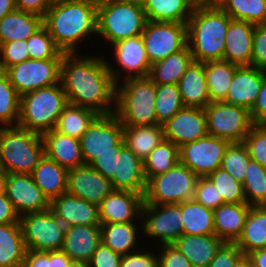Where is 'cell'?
Masks as SVG:
<instances>
[{
    "mask_svg": "<svg viewBox=\"0 0 266 267\" xmlns=\"http://www.w3.org/2000/svg\"><path fill=\"white\" fill-rule=\"evenodd\" d=\"M179 163V147L163 140L143 161L147 182L160 174L166 173Z\"/></svg>",
    "mask_w": 266,
    "mask_h": 267,
    "instance_id": "obj_41",
    "label": "cell"
},
{
    "mask_svg": "<svg viewBox=\"0 0 266 267\" xmlns=\"http://www.w3.org/2000/svg\"><path fill=\"white\" fill-rule=\"evenodd\" d=\"M20 113V95L10 83L7 74L0 71V127L17 126Z\"/></svg>",
    "mask_w": 266,
    "mask_h": 267,
    "instance_id": "obj_45",
    "label": "cell"
},
{
    "mask_svg": "<svg viewBox=\"0 0 266 267\" xmlns=\"http://www.w3.org/2000/svg\"><path fill=\"white\" fill-rule=\"evenodd\" d=\"M238 66L226 60L205 62V76L210 103L225 101Z\"/></svg>",
    "mask_w": 266,
    "mask_h": 267,
    "instance_id": "obj_38",
    "label": "cell"
},
{
    "mask_svg": "<svg viewBox=\"0 0 266 267\" xmlns=\"http://www.w3.org/2000/svg\"><path fill=\"white\" fill-rule=\"evenodd\" d=\"M26 250L20 223L0 224V267H22Z\"/></svg>",
    "mask_w": 266,
    "mask_h": 267,
    "instance_id": "obj_36",
    "label": "cell"
},
{
    "mask_svg": "<svg viewBox=\"0 0 266 267\" xmlns=\"http://www.w3.org/2000/svg\"><path fill=\"white\" fill-rule=\"evenodd\" d=\"M254 125H266V73L257 100L250 110Z\"/></svg>",
    "mask_w": 266,
    "mask_h": 267,
    "instance_id": "obj_58",
    "label": "cell"
},
{
    "mask_svg": "<svg viewBox=\"0 0 266 267\" xmlns=\"http://www.w3.org/2000/svg\"><path fill=\"white\" fill-rule=\"evenodd\" d=\"M233 267H253L250 258L247 255H242L233 265Z\"/></svg>",
    "mask_w": 266,
    "mask_h": 267,
    "instance_id": "obj_66",
    "label": "cell"
},
{
    "mask_svg": "<svg viewBox=\"0 0 266 267\" xmlns=\"http://www.w3.org/2000/svg\"><path fill=\"white\" fill-rule=\"evenodd\" d=\"M142 38L152 65L188 45L187 24L147 21Z\"/></svg>",
    "mask_w": 266,
    "mask_h": 267,
    "instance_id": "obj_12",
    "label": "cell"
},
{
    "mask_svg": "<svg viewBox=\"0 0 266 267\" xmlns=\"http://www.w3.org/2000/svg\"><path fill=\"white\" fill-rule=\"evenodd\" d=\"M98 115L92 109L68 103L58 118L55 130L64 135L80 139Z\"/></svg>",
    "mask_w": 266,
    "mask_h": 267,
    "instance_id": "obj_40",
    "label": "cell"
},
{
    "mask_svg": "<svg viewBox=\"0 0 266 267\" xmlns=\"http://www.w3.org/2000/svg\"><path fill=\"white\" fill-rule=\"evenodd\" d=\"M184 107L178 84H156L155 112L157 124L163 125Z\"/></svg>",
    "mask_w": 266,
    "mask_h": 267,
    "instance_id": "obj_44",
    "label": "cell"
},
{
    "mask_svg": "<svg viewBox=\"0 0 266 267\" xmlns=\"http://www.w3.org/2000/svg\"><path fill=\"white\" fill-rule=\"evenodd\" d=\"M193 61L191 50L187 45L179 52L152 64L148 77L156 84H178Z\"/></svg>",
    "mask_w": 266,
    "mask_h": 267,
    "instance_id": "obj_35",
    "label": "cell"
},
{
    "mask_svg": "<svg viewBox=\"0 0 266 267\" xmlns=\"http://www.w3.org/2000/svg\"><path fill=\"white\" fill-rule=\"evenodd\" d=\"M232 18L217 4L196 5L187 22V40L194 61L223 60Z\"/></svg>",
    "mask_w": 266,
    "mask_h": 267,
    "instance_id": "obj_3",
    "label": "cell"
},
{
    "mask_svg": "<svg viewBox=\"0 0 266 267\" xmlns=\"http://www.w3.org/2000/svg\"><path fill=\"white\" fill-rule=\"evenodd\" d=\"M116 84L115 114L123 126L157 124L156 83L149 77L128 78Z\"/></svg>",
    "mask_w": 266,
    "mask_h": 267,
    "instance_id": "obj_4",
    "label": "cell"
},
{
    "mask_svg": "<svg viewBox=\"0 0 266 267\" xmlns=\"http://www.w3.org/2000/svg\"><path fill=\"white\" fill-rule=\"evenodd\" d=\"M147 21L142 5L111 3L97 6V34L108 39V43L142 35Z\"/></svg>",
    "mask_w": 266,
    "mask_h": 267,
    "instance_id": "obj_7",
    "label": "cell"
},
{
    "mask_svg": "<svg viewBox=\"0 0 266 267\" xmlns=\"http://www.w3.org/2000/svg\"><path fill=\"white\" fill-rule=\"evenodd\" d=\"M162 252L158 255V267H193L189 260L172 244L160 245Z\"/></svg>",
    "mask_w": 266,
    "mask_h": 267,
    "instance_id": "obj_53",
    "label": "cell"
},
{
    "mask_svg": "<svg viewBox=\"0 0 266 267\" xmlns=\"http://www.w3.org/2000/svg\"><path fill=\"white\" fill-rule=\"evenodd\" d=\"M122 255L101 243L93 253L89 267H120Z\"/></svg>",
    "mask_w": 266,
    "mask_h": 267,
    "instance_id": "obj_55",
    "label": "cell"
},
{
    "mask_svg": "<svg viewBox=\"0 0 266 267\" xmlns=\"http://www.w3.org/2000/svg\"><path fill=\"white\" fill-rule=\"evenodd\" d=\"M148 21L187 24L196 4L192 0H144Z\"/></svg>",
    "mask_w": 266,
    "mask_h": 267,
    "instance_id": "obj_32",
    "label": "cell"
},
{
    "mask_svg": "<svg viewBox=\"0 0 266 267\" xmlns=\"http://www.w3.org/2000/svg\"><path fill=\"white\" fill-rule=\"evenodd\" d=\"M16 9V0H0V20Z\"/></svg>",
    "mask_w": 266,
    "mask_h": 267,
    "instance_id": "obj_64",
    "label": "cell"
},
{
    "mask_svg": "<svg viewBox=\"0 0 266 267\" xmlns=\"http://www.w3.org/2000/svg\"><path fill=\"white\" fill-rule=\"evenodd\" d=\"M113 190L111 181L90 165L68 169L66 192L71 195L99 205Z\"/></svg>",
    "mask_w": 266,
    "mask_h": 267,
    "instance_id": "obj_18",
    "label": "cell"
},
{
    "mask_svg": "<svg viewBox=\"0 0 266 267\" xmlns=\"http://www.w3.org/2000/svg\"><path fill=\"white\" fill-rule=\"evenodd\" d=\"M136 225L134 222L101 224V241L122 256L135 252L139 231Z\"/></svg>",
    "mask_w": 266,
    "mask_h": 267,
    "instance_id": "obj_37",
    "label": "cell"
},
{
    "mask_svg": "<svg viewBox=\"0 0 266 267\" xmlns=\"http://www.w3.org/2000/svg\"><path fill=\"white\" fill-rule=\"evenodd\" d=\"M61 59H28L7 68L10 83L22 96L37 89L60 82Z\"/></svg>",
    "mask_w": 266,
    "mask_h": 267,
    "instance_id": "obj_13",
    "label": "cell"
},
{
    "mask_svg": "<svg viewBox=\"0 0 266 267\" xmlns=\"http://www.w3.org/2000/svg\"><path fill=\"white\" fill-rule=\"evenodd\" d=\"M120 152H106L98 155L89 165L102 174L105 178L111 180L116 172V156Z\"/></svg>",
    "mask_w": 266,
    "mask_h": 267,
    "instance_id": "obj_57",
    "label": "cell"
},
{
    "mask_svg": "<svg viewBox=\"0 0 266 267\" xmlns=\"http://www.w3.org/2000/svg\"><path fill=\"white\" fill-rule=\"evenodd\" d=\"M253 267H266V247L253 251L247 255Z\"/></svg>",
    "mask_w": 266,
    "mask_h": 267,
    "instance_id": "obj_63",
    "label": "cell"
},
{
    "mask_svg": "<svg viewBox=\"0 0 266 267\" xmlns=\"http://www.w3.org/2000/svg\"><path fill=\"white\" fill-rule=\"evenodd\" d=\"M198 176L178 163L147 182L144 204H179L194 197Z\"/></svg>",
    "mask_w": 266,
    "mask_h": 267,
    "instance_id": "obj_8",
    "label": "cell"
},
{
    "mask_svg": "<svg viewBox=\"0 0 266 267\" xmlns=\"http://www.w3.org/2000/svg\"><path fill=\"white\" fill-rule=\"evenodd\" d=\"M208 178L216 186L218 194L222 197L223 204L246 202L242 183L235 180L221 167L212 172Z\"/></svg>",
    "mask_w": 266,
    "mask_h": 267,
    "instance_id": "obj_48",
    "label": "cell"
},
{
    "mask_svg": "<svg viewBox=\"0 0 266 267\" xmlns=\"http://www.w3.org/2000/svg\"><path fill=\"white\" fill-rule=\"evenodd\" d=\"M178 88L185 107L205 108L210 103L205 63L193 61L179 79Z\"/></svg>",
    "mask_w": 266,
    "mask_h": 267,
    "instance_id": "obj_29",
    "label": "cell"
},
{
    "mask_svg": "<svg viewBox=\"0 0 266 267\" xmlns=\"http://www.w3.org/2000/svg\"><path fill=\"white\" fill-rule=\"evenodd\" d=\"M22 267H49V251L26 250Z\"/></svg>",
    "mask_w": 266,
    "mask_h": 267,
    "instance_id": "obj_61",
    "label": "cell"
},
{
    "mask_svg": "<svg viewBox=\"0 0 266 267\" xmlns=\"http://www.w3.org/2000/svg\"><path fill=\"white\" fill-rule=\"evenodd\" d=\"M97 4L128 3L143 5L144 0H95Z\"/></svg>",
    "mask_w": 266,
    "mask_h": 267,
    "instance_id": "obj_65",
    "label": "cell"
},
{
    "mask_svg": "<svg viewBox=\"0 0 266 267\" xmlns=\"http://www.w3.org/2000/svg\"><path fill=\"white\" fill-rule=\"evenodd\" d=\"M224 243L216 234H182L172 245L182 252L193 267H207Z\"/></svg>",
    "mask_w": 266,
    "mask_h": 267,
    "instance_id": "obj_27",
    "label": "cell"
},
{
    "mask_svg": "<svg viewBox=\"0 0 266 267\" xmlns=\"http://www.w3.org/2000/svg\"><path fill=\"white\" fill-rule=\"evenodd\" d=\"M221 0H215V4H218Z\"/></svg>",
    "mask_w": 266,
    "mask_h": 267,
    "instance_id": "obj_71",
    "label": "cell"
},
{
    "mask_svg": "<svg viewBox=\"0 0 266 267\" xmlns=\"http://www.w3.org/2000/svg\"><path fill=\"white\" fill-rule=\"evenodd\" d=\"M143 250L123 255L120 267H158V256Z\"/></svg>",
    "mask_w": 266,
    "mask_h": 267,
    "instance_id": "obj_56",
    "label": "cell"
},
{
    "mask_svg": "<svg viewBox=\"0 0 266 267\" xmlns=\"http://www.w3.org/2000/svg\"><path fill=\"white\" fill-rule=\"evenodd\" d=\"M242 255V250L235 243L225 242L207 267H233Z\"/></svg>",
    "mask_w": 266,
    "mask_h": 267,
    "instance_id": "obj_54",
    "label": "cell"
},
{
    "mask_svg": "<svg viewBox=\"0 0 266 267\" xmlns=\"http://www.w3.org/2000/svg\"><path fill=\"white\" fill-rule=\"evenodd\" d=\"M67 267H89V264L72 261Z\"/></svg>",
    "mask_w": 266,
    "mask_h": 267,
    "instance_id": "obj_69",
    "label": "cell"
},
{
    "mask_svg": "<svg viewBox=\"0 0 266 267\" xmlns=\"http://www.w3.org/2000/svg\"><path fill=\"white\" fill-rule=\"evenodd\" d=\"M43 26V17L18 9L0 20V45L6 42L27 40Z\"/></svg>",
    "mask_w": 266,
    "mask_h": 267,
    "instance_id": "obj_31",
    "label": "cell"
},
{
    "mask_svg": "<svg viewBox=\"0 0 266 267\" xmlns=\"http://www.w3.org/2000/svg\"><path fill=\"white\" fill-rule=\"evenodd\" d=\"M97 6L95 0L54 2L43 17V25L55 45L64 53H77V43L97 35Z\"/></svg>",
    "mask_w": 266,
    "mask_h": 267,
    "instance_id": "obj_2",
    "label": "cell"
},
{
    "mask_svg": "<svg viewBox=\"0 0 266 267\" xmlns=\"http://www.w3.org/2000/svg\"><path fill=\"white\" fill-rule=\"evenodd\" d=\"M114 45V46H113ZM114 54L117 64L128 78L148 77L151 64L148 60L142 35L120 40L114 44Z\"/></svg>",
    "mask_w": 266,
    "mask_h": 267,
    "instance_id": "obj_24",
    "label": "cell"
},
{
    "mask_svg": "<svg viewBox=\"0 0 266 267\" xmlns=\"http://www.w3.org/2000/svg\"><path fill=\"white\" fill-rule=\"evenodd\" d=\"M250 155L243 142L230 143L222 158L221 168L243 183Z\"/></svg>",
    "mask_w": 266,
    "mask_h": 267,
    "instance_id": "obj_46",
    "label": "cell"
},
{
    "mask_svg": "<svg viewBox=\"0 0 266 267\" xmlns=\"http://www.w3.org/2000/svg\"><path fill=\"white\" fill-rule=\"evenodd\" d=\"M181 219L183 234H215L213 210L193 199L181 203Z\"/></svg>",
    "mask_w": 266,
    "mask_h": 267,
    "instance_id": "obj_39",
    "label": "cell"
},
{
    "mask_svg": "<svg viewBox=\"0 0 266 267\" xmlns=\"http://www.w3.org/2000/svg\"><path fill=\"white\" fill-rule=\"evenodd\" d=\"M52 3L51 0H16V9L44 17Z\"/></svg>",
    "mask_w": 266,
    "mask_h": 267,
    "instance_id": "obj_59",
    "label": "cell"
},
{
    "mask_svg": "<svg viewBox=\"0 0 266 267\" xmlns=\"http://www.w3.org/2000/svg\"><path fill=\"white\" fill-rule=\"evenodd\" d=\"M235 244L243 255L266 247V205L250 207L242 234Z\"/></svg>",
    "mask_w": 266,
    "mask_h": 267,
    "instance_id": "obj_34",
    "label": "cell"
},
{
    "mask_svg": "<svg viewBox=\"0 0 266 267\" xmlns=\"http://www.w3.org/2000/svg\"><path fill=\"white\" fill-rule=\"evenodd\" d=\"M193 200L212 210L223 204L221 195L208 177H198Z\"/></svg>",
    "mask_w": 266,
    "mask_h": 267,
    "instance_id": "obj_51",
    "label": "cell"
},
{
    "mask_svg": "<svg viewBox=\"0 0 266 267\" xmlns=\"http://www.w3.org/2000/svg\"><path fill=\"white\" fill-rule=\"evenodd\" d=\"M45 156L66 169L85 165L80 140L64 135L55 129L42 135Z\"/></svg>",
    "mask_w": 266,
    "mask_h": 267,
    "instance_id": "obj_26",
    "label": "cell"
},
{
    "mask_svg": "<svg viewBox=\"0 0 266 267\" xmlns=\"http://www.w3.org/2000/svg\"><path fill=\"white\" fill-rule=\"evenodd\" d=\"M81 154L85 165L106 152H120L125 145L123 125L115 113L98 115L80 137Z\"/></svg>",
    "mask_w": 266,
    "mask_h": 267,
    "instance_id": "obj_11",
    "label": "cell"
},
{
    "mask_svg": "<svg viewBox=\"0 0 266 267\" xmlns=\"http://www.w3.org/2000/svg\"><path fill=\"white\" fill-rule=\"evenodd\" d=\"M164 127V139L178 147L208 134L204 108L184 107L174 114Z\"/></svg>",
    "mask_w": 266,
    "mask_h": 267,
    "instance_id": "obj_17",
    "label": "cell"
},
{
    "mask_svg": "<svg viewBox=\"0 0 266 267\" xmlns=\"http://www.w3.org/2000/svg\"><path fill=\"white\" fill-rule=\"evenodd\" d=\"M255 24L231 20L226 33L223 60L237 66H251Z\"/></svg>",
    "mask_w": 266,
    "mask_h": 267,
    "instance_id": "obj_25",
    "label": "cell"
},
{
    "mask_svg": "<svg viewBox=\"0 0 266 267\" xmlns=\"http://www.w3.org/2000/svg\"><path fill=\"white\" fill-rule=\"evenodd\" d=\"M250 205L224 203L213 210L215 234L224 242L235 243L241 236Z\"/></svg>",
    "mask_w": 266,
    "mask_h": 267,
    "instance_id": "obj_28",
    "label": "cell"
},
{
    "mask_svg": "<svg viewBox=\"0 0 266 267\" xmlns=\"http://www.w3.org/2000/svg\"><path fill=\"white\" fill-rule=\"evenodd\" d=\"M266 70L254 66H238L226 95V103L249 110L255 104Z\"/></svg>",
    "mask_w": 266,
    "mask_h": 267,
    "instance_id": "obj_21",
    "label": "cell"
},
{
    "mask_svg": "<svg viewBox=\"0 0 266 267\" xmlns=\"http://www.w3.org/2000/svg\"><path fill=\"white\" fill-rule=\"evenodd\" d=\"M27 250L59 251L62 248L66 226L49 208L25 214L19 220Z\"/></svg>",
    "mask_w": 266,
    "mask_h": 267,
    "instance_id": "obj_10",
    "label": "cell"
},
{
    "mask_svg": "<svg viewBox=\"0 0 266 267\" xmlns=\"http://www.w3.org/2000/svg\"><path fill=\"white\" fill-rule=\"evenodd\" d=\"M20 216L16 212L13 204L6 196V194L0 195V224H12L19 223Z\"/></svg>",
    "mask_w": 266,
    "mask_h": 267,
    "instance_id": "obj_60",
    "label": "cell"
},
{
    "mask_svg": "<svg viewBox=\"0 0 266 267\" xmlns=\"http://www.w3.org/2000/svg\"><path fill=\"white\" fill-rule=\"evenodd\" d=\"M7 172L0 167V195L5 194V184L7 178Z\"/></svg>",
    "mask_w": 266,
    "mask_h": 267,
    "instance_id": "obj_67",
    "label": "cell"
},
{
    "mask_svg": "<svg viewBox=\"0 0 266 267\" xmlns=\"http://www.w3.org/2000/svg\"><path fill=\"white\" fill-rule=\"evenodd\" d=\"M53 3L54 2H62V1H70V0H51Z\"/></svg>",
    "mask_w": 266,
    "mask_h": 267,
    "instance_id": "obj_70",
    "label": "cell"
},
{
    "mask_svg": "<svg viewBox=\"0 0 266 267\" xmlns=\"http://www.w3.org/2000/svg\"><path fill=\"white\" fill-rule=\"evenodd\" d=\"M209 135L228 140L230 143L243 142L254 126L250 110L222 102L209 103L204 108Z\"/></svg>",
    "mask_w": 266,
    "mask_h": 267,
    "instance_id": "obj_9",
    "label": "cell"
},
{
    "mask_svg": "<svg viewBox=\"0 0 266 267\" xmlns=\"http://www.w3.org/2000/svg\"><path fill=\"white\" fill-rule=\"evenodd\" d=\"M217 5L233 20L266 23V0H221Z\"/></svg>",
    "mask_w": 266,
    "mask_h": 267,
    "instance_id": "obj_42",
    "label": "cell"
},
{
    "mask_svg": "<svg viewBox=\"0 0 266 267\" xmlns=\"http://www.w3.org/2000/svg\"><path fill=\"white\" fill-rule=\"evenodd\" d=\"M125 145L142 161L164 140L161 124L147 126H123Z\"/></svg>",
    "mask_w": 266,
    "mask_h": 267,
    "instance_id": "obj_33",
    "label": "cell"
},
{
    "mask_svg": "<svg viewBox=\"0 0 266 267\" xmlns=\"http://www.w3.org/2000/svg\"><path fill=\"white\" fill-rule=\"evenodd\" d=\"M50 209L66 227L77 225H101L99 205L78 198L67 192L54 198L50 202Z\"/></svg>",
    "mask_w": 266,
    "mask_h": 267,
    "instance_id": "obj_20",
    "label": "cell"
},
{
    "mask_svg": "<svg viewBox=\"0 0 266 267\" xmlns=\"http://www.w3.org/2000/svg\"><path fill=\"white\" fill-rule=\"evenodd\" d=\"M110 181L114 190L145 194L147 180L143 161L126 145L121 148L119 156H116V172Z\"/></svg>",
    "mask_w": 266,
    "mask_h": 267,
    "instance_id": "obj_22",
    "label": "cell"
},
{
    "mask_svg": "<svg viewBox=\"0 0 266 267\" xmlns=\"http://www.w3.org/2000/svg\"><path fill=\"white\" fill-rule=\"evenodd\" d=\"M142 219V233L159 239L160 245L173 244L183 234L181 203L143 204Z\"/></svg>",
    "mask_w": 266,
    "mask_h": 267,
    "instance_id": "obj_15",
    "label": "cell"
},
{
    "mask_svg": "<svg viewBox=\"0 0 266 267\" xmlns=\"http://www.w3.org/2000/svg\"><path fill=\"white\" fill-rule=\"evenodd\" d=\"M44 155L41 134L18 125L0 127V167L7 173L31 174Z\"/></svg>",
    "mask_w": 266,
    "mask_h": 267,
    "instance_id": "obj_5",
    "label": "cell"
},
{
    "mask_svg": "<svg viewBox=\"0 0 266 267\" xmlns=\"http://www.w3.org/2000/svg\"><path fill=\"white\" fill-rule=\"evenodd\" d=\"M246 203L250 206L266 205V167L249 160L242 183Z\"/></svg>",
    "mask_w": 266,
    "mask_h": 267,
    "instance_id": "obj_43",
    "label": "cell"
},
{
    "mask_svg": "<svg viewBox=\"0 0 266 267\" xmlns=\"http://www.w3.org/2000/svg\"><path fill=\"white\" fill-rule=\"evenodd\" d=\"M101 243L100 225L68 226L61 251L72 261L89 264L93 253Z\"/></svg>",
    "mask_w": 266,
    "mask_h": 267,
    "instance_id": "obj_23",
    "label": "cell"
},
{
    "mask_svg": "<svg viewBox=\"0 0 266 267\" xmlns=\"http://www.w3.org/2000/svg\"><path fill=\"white\" fill-rule=\"evenodd\" d=\"M31 176L49 202L67 191L68 169L45 155Z\"/></svg>",
    "mask_w": 266,
    "mask_h": 267,
    "instance_id": "obj_30",
    "label": "cell"
},
{
    "mask_svg": "<svg viewBox=\"0 0 266 267\" xmlns=\"http://www.w3.org/2000/svg\"><path fill=\"white\" fill-rule=\"evenodd\" d=\"M250 158L266 166V125H254L243 140Z\"/></svg>",
    "mask_w": 266,
    "mask_h": 267,
    "instance_id": "obj_49",
    "label": "cell"
},
{
    "mask_svg": "<svg viewBox=\"0 0 266 267\" xmlns=\"http://www.w3.org/2000/svg\"><path fill=\"white\" fill-rule=\"evenodd\" d=\"M30 59H62V52L54 43L53 38L43 25L37 32L27 39Z\"/></svg>",
    "mask_w": 266,
    "mask_h": 267,
    "instance_id": "obj_47",
    "label": "cell"
},
{
    "mask_svg": "<svg viewBox=\"0 0 266 267\" xmlns=\"http://www.w3.org/2000/svg\"><path fill=\"white\" fill-rule=\"evenodd\" d=\"M5 194L20 217L50 208V202L35 184L31 174L8 173Z\"/></svg>",
    "mask_w": 266,
    "mask_h": 267,
    "instance_id": "obj_16",
    "label": "cell"
},
{
    "mask_svg": "<svg viewBox=\"0 0 266 267\" xmlns=\"http://www.w3.org/2000/svg\"><path fill=\"white\" fill-rule=\"evenodd\" d=\"M67 104L61 82L28 92L20 96L18 126L41 135L51 131Z\"/></svg>",
    "mask_w": 266,
    "mask_h": 267,
    "instance_id": "obj_6",
    "label": "cell"
},
{
    "mask_svg": "<svg viewBox=\"0 0 266 267\" xmlns=\"http://www.w3.org/2000/svg\"><path fill=\"white\" fill-rule=\"evenodd\" d=\"M144 195L131 191L113 190L99 204L101 224L136 222L141 217Z\"/></svg>",
    "mask_w": 266,
    "mask_h": 267,
    "instance_id": "obj_19",
    "label": "cell"
},
{
    "mask_svg": "<svg viewBox=\"0 0 266 267\" xmlns=\"http://www.w3.org/2000/svg\"><path fill=\"white\" fill-rule=\"evenodd\" d=\"M120 75L104 57L64 53L60 63V82L68 103L99 115L115 113Z\"/></svg>",
    "mask_w": 266,
    "mask_h": 267,
    "instance_id": "obj_1",
    "label": "cell"
},
{
    "mask_svg": "<svg viewBox=\"0 0 266 267\" xmlns=\"http://www.w3.org/2000/svg\"><path fill=\"white\" fill-rule=\"evenodd\" d=\"M30 59L27 40L11 41L0 45V71Z\"/></svg>",
    "mask_w": 266,
    "mask_h": 267,
    "instance_id": "obj_50",
    "label": "cell"
},
{
    "mask_svg": "<svg viewBox=\"0 0 266 267\" xmlns=\"http://www.w3.org/2000/svg\"><path fill=\"white\" fill-rule=\"evenodd\" d=\"M251 66L266 70V23L255 25Z\"/></svg>",
    "mask_w": 266,
    "mask_h": 267,
    "instance_id": "obj_52",
    "label": "cell"
},
{
    "mask_svg": "<svg viewBox=\"0 0 266 267\" xmlns=\"http://www.w3.org/2000/svg\"><path fill=\"white\" fill-rule=\"evenodd\" d=\"M196 5L215 4V0H192Z\"/></svg>",
    "mask_w": 266,
    "mask_h": 267,
    "instance_id": "obj_68",
    "label": "cell"
},
{
    "mask_svg": "<svg viewBox=\"0 0 266 267\" xmlns=\"http://www.w3.org/2000/svg\"><path fill=\"white\" fill-rule=\"evenodd\" d=\"M72 260L69 256L59 251H49V267H67Z\"/></svg>",
    "mask_w": 266,
    "mask_h": 267,
    "instance_id": "obj_62",
    "label": "cell"
},
{
    "mask_svg": "<svg viewBox=\"0 0 266 267\" xmlns=\"http://www.w3.org/2000/svg\"><path fill=\"white\" fill-rule=\"evenodd\" d=\"M230 142L207 134L179 147V163L198 177H208L221 167L222 158Z\"/></svg>",
    "mask_w": 266,
    "mask_h": 267,
    "instance_id": "obj_14",
    "label": "cell"
}]
</instances>
